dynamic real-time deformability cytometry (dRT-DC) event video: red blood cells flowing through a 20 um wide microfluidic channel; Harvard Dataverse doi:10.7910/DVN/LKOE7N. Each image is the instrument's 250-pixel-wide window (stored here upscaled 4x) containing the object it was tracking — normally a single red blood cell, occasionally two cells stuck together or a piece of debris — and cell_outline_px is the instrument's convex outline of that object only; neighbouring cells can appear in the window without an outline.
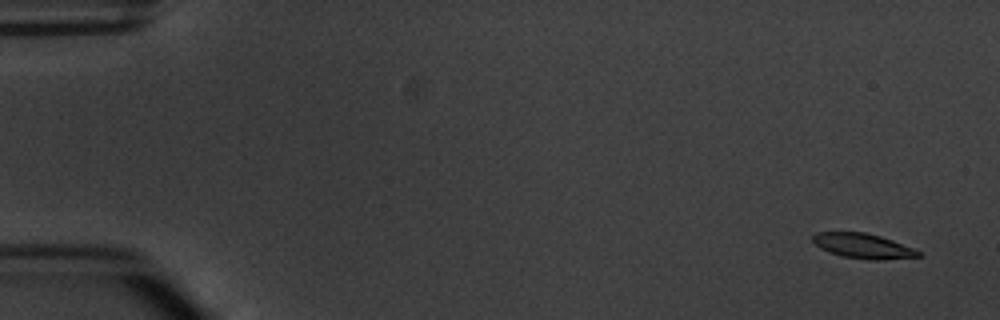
{"species": "common noctule bat (a hibernating species)", "species_latin": "Nyctalus noctula", "temperature_condition": "warm", "stored_images_in_passage": 5, "camera_frame_rate_fps": 3000, "um_per_image_px": 0.085, "animal": {"sex": "male", "body_mass_g": 20.1, "forearm_length_mm": 53.5}, "frame": {"image": 1, "passage_image": 1, "time_ms": 0.0, "image_size_px": [1000, 320], "cell_outline_px": [[924, 256], [880, 260], [868, 260], [840, 256], [828, 252], [820, 248], [812, 240], [812, 236], [816, 232], [864, 232], [880, 236], [916, 248]], "centroid_in_image_um": [73.38, 20.91], "position_along_channel_um": 11.6, "area_um2": 15.55}}
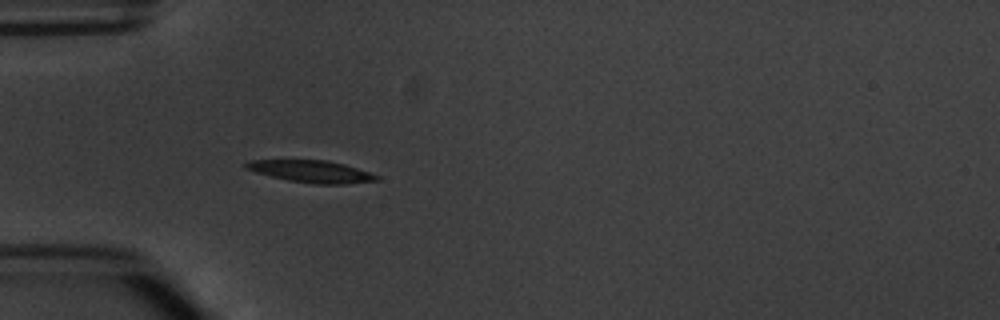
{"frame": {"image": 2, "passage_image": 5, "time_ms": 4.667, "image_size_px": [1000, 320], "cell_outline_px": [[380, 180], [344, 184], [316, 184], [288, 180], [256, 172], [244, 168], [244, 164], [248, 160], [328, 160], [344, 164], [380, 176]], "centroid_in_image_um": [26.47, 14.57], "position_along_channel_um": 58.5, "area_um2": 16.7}}